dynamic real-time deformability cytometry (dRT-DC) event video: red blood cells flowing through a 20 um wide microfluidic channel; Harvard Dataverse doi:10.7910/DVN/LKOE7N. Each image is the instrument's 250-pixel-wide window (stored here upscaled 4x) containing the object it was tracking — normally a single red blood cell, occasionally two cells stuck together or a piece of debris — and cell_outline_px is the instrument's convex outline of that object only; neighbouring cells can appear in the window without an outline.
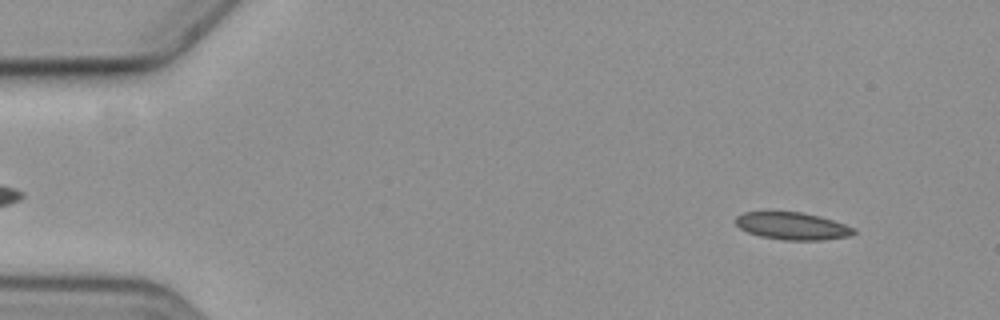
{"species": "common noctule bat (a hibernating species)", "species_latin": "Nyctalus noctula", "temperature_condition": "cold", "stored_images_in_passage": 5, "camera_frame_rate_fps": 3000, "um_per_image_px": 0.085, "animal": {"sex": "female", "body_mass_g": 19.3, "forearm_length_mm": 54.1}, "frame": {"image": 1, "passage_image": 1, "time_ms": 0.0, "image_size_px": [1000, 320], "cell_outline_px": [[856, 232], [848, 236], [820, 240], [784, 240], [760, 236], [748, 232], [740, 228], [736, 224], [736, 216], [744, 212], [800, 212], [820, 216], [856, 228]], "centroid_in_image_um": [67.35, 19.21], "position_along_channel_um": 17.7, "area_um2": 18.67}}
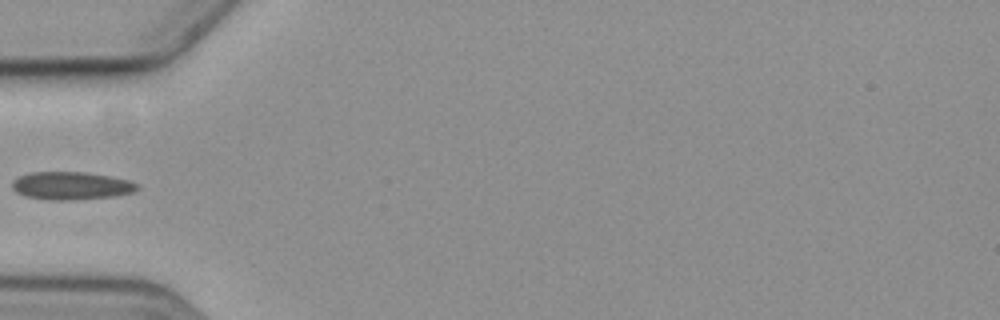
{"frame": {"image": 2, "passage_image": 4, "time_ms": 4.667, "image_size_px": [1000, 320], "cell_outline_px": [[140, 188], [132, 192], [116, 196], [72, 200], [52, 200], [24, 196], [16, 192], [12, 188], [12, 180], [28, 172], [84, 172], [108, 176], [128, 180], [140, 184]], "centroid_in_image_um": [6.05, 15.79], "position_along_channel_um": 79.0, "area_um2": 20.4}}
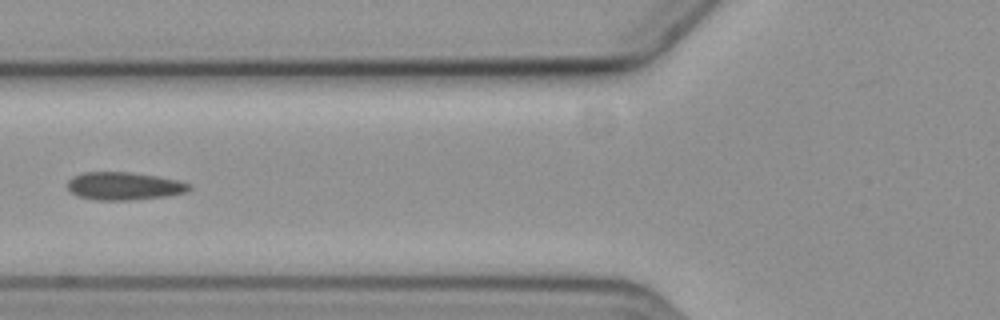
{"frame": {"image": 3, "passage_image": 5, "time_ms": 5.667, "image_size_px": [1000, 320], "cell_outline_px": [[192, 188], [188, 192], [168, 196], [132, 200], [96, 200], [80, 196], [72, 192], [68, 188], [68, 180], [72, 176], [84, 172], [132, 172], [160, 176], [180, 180], [192, 184]], "centroid_in_image_um": [10.63, 15.8], "position_along_channel_um": 115.2, "area_um2": 20.06}}